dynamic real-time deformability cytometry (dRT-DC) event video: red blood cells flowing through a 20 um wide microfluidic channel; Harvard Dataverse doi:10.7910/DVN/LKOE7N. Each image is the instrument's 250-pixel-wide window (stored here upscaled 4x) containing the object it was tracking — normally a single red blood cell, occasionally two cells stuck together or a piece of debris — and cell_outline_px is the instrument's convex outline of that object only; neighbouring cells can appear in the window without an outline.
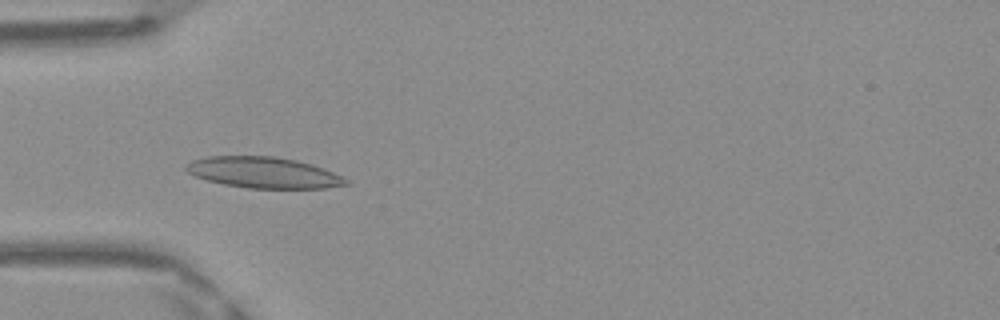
{"species": "Egyptian fruit bat (a non-hibernating species)", "species_latin": "Rousettus aegyptiacus", "temperature_condition": "warm", "stored_images_in_passage": 48, "camera_frame_rate_fps": 3000, "um_per_image_px": 0.085, "frame": {"image": 1, "passage_image": 15, "time_ms": 4.667, "image_size_px": [1000, 320], "cell_outline_px": [[348, 184], [324, 188], [248, 188], [224, 184], [208, 180], [196, 176], [188, 172], [184, 168], [184, 164], [192, 160], [208, 156], [276, 156], [296, 160], [312, 164], [332, 172], [348, 180]], "centroid_in_image_um": [22.36, 14.66], "position_along_channel_um": 62.6, "area_um2": 28.73}}
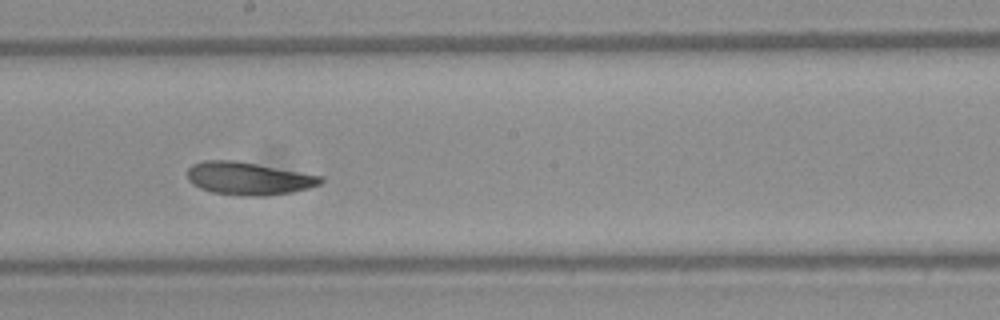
{"frame": {"image": 2, "passage_image": 27, "time_ms": 8.667, "image_size_px": [1000, 320], "cell_outline_px": [[324, 180], [320, 184], [308, 188], [292, 192], [264, 196], [240, 196], [212, 192], [200, 188], [192, 184], [188, 180], [188, 168], [192, 164], [204, 160], [236, 160], [324, 176]], "centroid_in_image_um": [21.12, 15.17], "position_along_channel_um": 227.1, "area_um2": 25.66}}
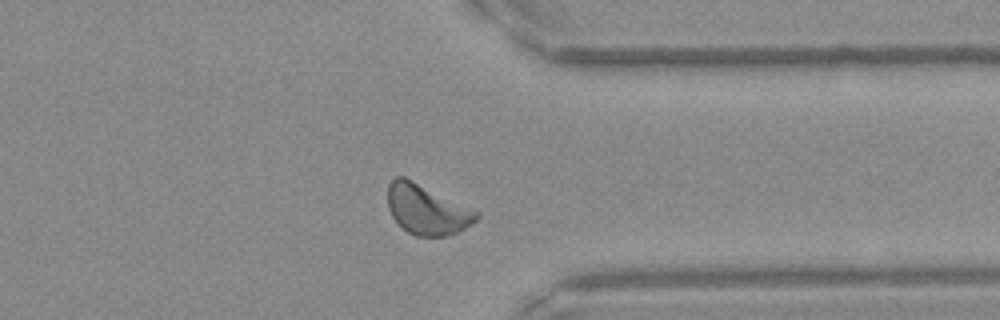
{"frame": {"image": 3, "passage_image": 38, "time_ms": 12.333, "image_size_px": [1000, 320], "cell_outline_px": [[480, 216], [472, 224], [448, 236], [416, 236], [408, 232], [392, 216], [388, 208], [388, 184], [396, 176], [404, 176], [480, 212]], "centroid_in_image_um": [36.29, 17.81], "position_along_channel_um": 375.1, "area_um2": 25.61}, "authors_computed_cell_mechanics": {"area_um2": 25.6054, "velocity_mm_per_s": 4.1436, "shape_relaxation_time_tau1_ms": 5.1938, "shape_relaxation_time_tau2_ms": 2.7174, "deformation_change_tau1": 0.1367, "deformation_change_tau2": 0.0905}}